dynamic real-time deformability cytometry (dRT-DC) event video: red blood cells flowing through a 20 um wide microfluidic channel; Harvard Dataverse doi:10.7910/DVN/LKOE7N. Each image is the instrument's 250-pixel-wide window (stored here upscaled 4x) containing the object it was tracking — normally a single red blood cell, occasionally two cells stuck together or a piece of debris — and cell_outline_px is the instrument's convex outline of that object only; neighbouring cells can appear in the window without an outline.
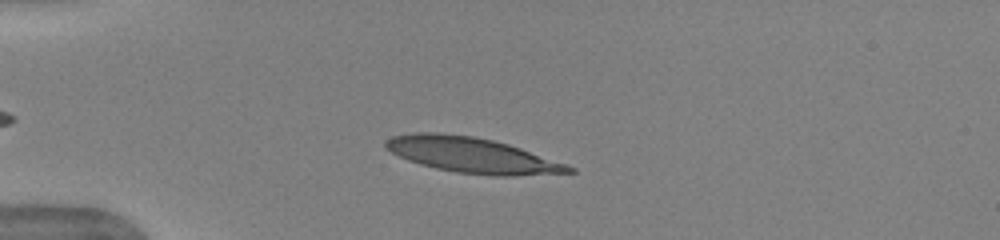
{"species": "human", "species_latin": "Homo sapiens", "temperature_condition": "warm", "stored_images_in_passage": 38, "camera_frame_rate_fps": 3000, "um_per_image_px": 0.085, "donor": {"sex": "female"}, "frame": {"image": 1, "passage_image": 5, "time_ms": 1.333, "image_size_px": [1000, 240], "cell_outline_px": [[576, 172], [512, 176], [492, 176], [456, 172], [436, 168], [420, 164], [408, 160], [384, 148], [384, 144], [392, 136], [412, 132], [436, 132], [472, 136], [492, 140], [508, 144], [568, 164], [576, 168]], "centroid_in_image_um": [40.14, 13.19], "position_along_channel_um": 44.9, "area_um2": 37.74}}
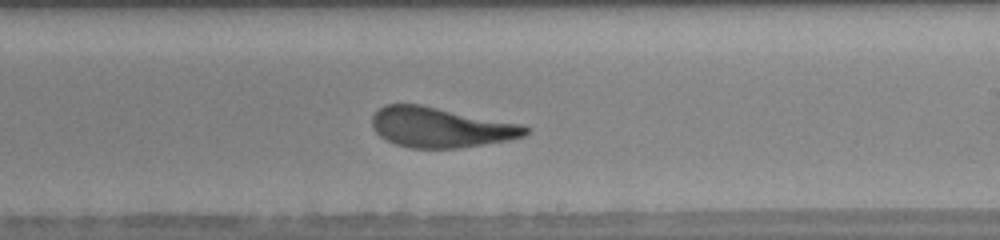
{"frame": {"image": 2, "passage_image": 23, "time_ms": 7.333, "image_size_px": [1000, 240], "cell_outline_px": [[532, 128], [524, 136], [508, 140], [460, 148], [408, 148], [396, 144], [380, 136], [372, 128], [372, 116], [384, 104], [420, 104], [524, 124]], "centroid_in_image_um": [37.48, 10.82], "position_along_channel_um": 251.5, "area_um2": 36.07}}
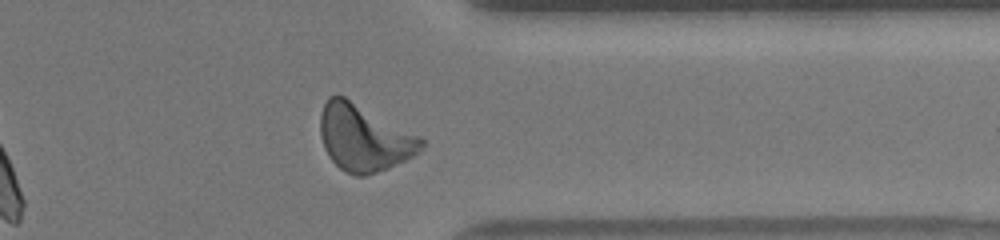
{"frame": {"image": 3, "passage_image": 33, "time_ms": 10.667, "image_size_px": [1000, 240], "cell_outline_px": [[424, 144], [420, 152], [388, 168], [364, 176], [356, 176], [344, 172], [328, 156], [324, 148], [320, 136], [320, 116], [324, 104], [328, 96], [344, 96], [420, 136], [424, 140]], "centroid_in_image_um": [30.92, 11.73], "position_along_channel_um": 380.5, "area_um2": 38.96}, "authors_computed_cell_mechanics": {"area_um2": 36.414, "velocity_mm_per_s": 3.95, "shape_relaxation_time_tau1_ms": 3.6808, "shape_relaxation_time_tau2_ms": 0.8654, "deformation_change_tau1": 0.2019, "deformation_change_tau2": 0.0782}}